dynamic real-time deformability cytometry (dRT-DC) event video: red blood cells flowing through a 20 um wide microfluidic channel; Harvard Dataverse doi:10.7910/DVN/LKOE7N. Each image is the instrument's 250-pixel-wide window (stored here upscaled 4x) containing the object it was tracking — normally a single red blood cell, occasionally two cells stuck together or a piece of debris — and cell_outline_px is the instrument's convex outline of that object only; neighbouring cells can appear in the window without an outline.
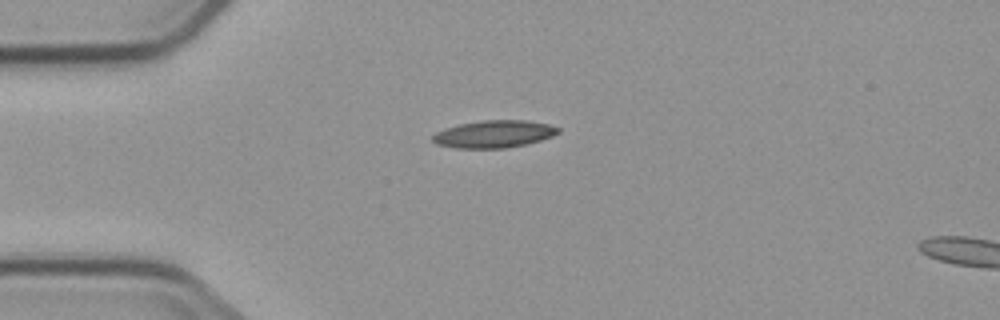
{"species": "common noctule bat (a hibernating species)", "species_latin": "Nyctalus noctula", "temperature_condition": "cold", "stored_images_in_passage": 5, "camera_frame_rate_fps": 3000, "um_per_image_px": 0.085, "animal": {"sex": "male", "body_mass_g": 23.1, "forearm_length_mm": 52.7}, "frame": {"image": 1, "passage_image": 5, "time_ms": 4.333, "image_size_px": [1000, 320], "cell_outline_px": [[560, 132], [552, 136], [540, 140], [524, 144], [504, 148], [456, 148], [436, 144], [432, 140], [432, 136], [436, 132], [460, 124], [484, 120], [524, 120], [548, 124], [560, 128]], "centroid_in_image_um": [41.99, 11.39], "position_along_channel_um": 43.0, "area_um2": 19.77}}